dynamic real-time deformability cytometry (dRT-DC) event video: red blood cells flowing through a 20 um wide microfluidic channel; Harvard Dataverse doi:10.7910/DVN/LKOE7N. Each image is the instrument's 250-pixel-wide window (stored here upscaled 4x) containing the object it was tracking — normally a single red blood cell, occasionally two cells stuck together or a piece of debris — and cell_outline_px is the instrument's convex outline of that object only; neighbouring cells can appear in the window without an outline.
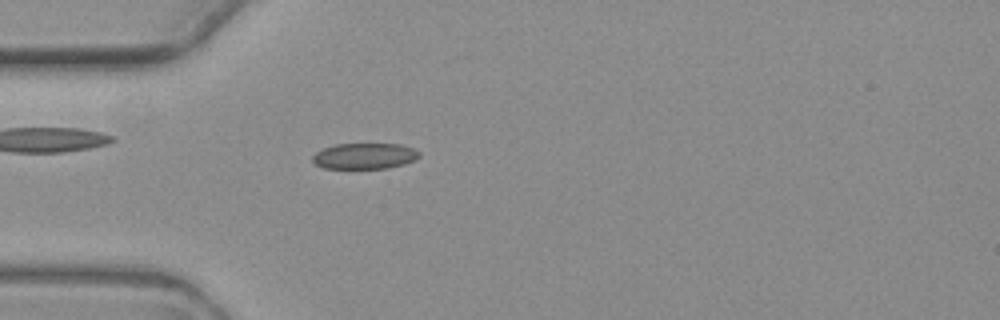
{"species": "common noctule bat (a hibernating species)", "species_latin": "Nyctalus noctula", "temperature_condition": "warm", "stored_images_in_passage": 2, "camera_frame_rate_fps": 3000, "um_per_image_px": 0.085, "animal": {"sex": "female", "body_mass_g": 19.3, "forearm_length_mm": 54.1}, "frame": {"image": 1, "passage_image": 2, "time_ms": 1.333, "image_size_px": [1000, 320], "cell_outline_px": [[420, 156], [416, 160], [404, 164], [388, 168], [324, 168], [316, 164], [312, 160], [312, 156], [316, 152], [324, 148], [336, 144], [400, 144], [412, 148], [420, 152]], "centroid_in_image_um": [31.01, 13.26], "position_along_channel_um": 54.0, "area_um2": 16.07}}